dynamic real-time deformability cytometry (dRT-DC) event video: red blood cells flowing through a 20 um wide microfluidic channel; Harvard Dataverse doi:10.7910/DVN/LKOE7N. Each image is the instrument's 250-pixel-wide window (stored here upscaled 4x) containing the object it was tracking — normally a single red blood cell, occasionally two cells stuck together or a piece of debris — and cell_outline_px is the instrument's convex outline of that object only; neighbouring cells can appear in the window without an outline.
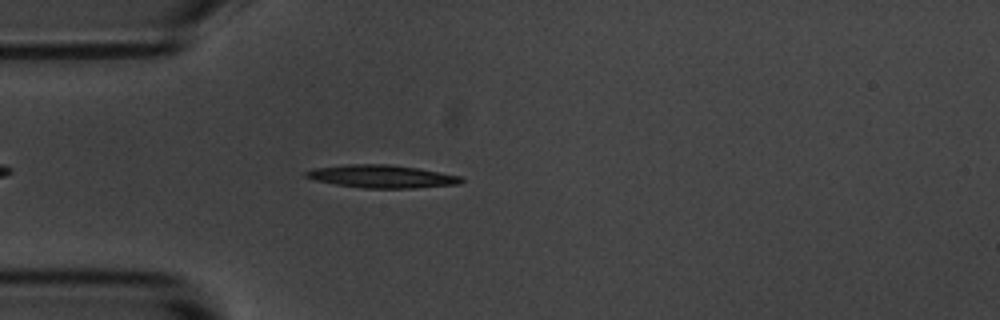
{"species": "common noctule bat (a hibernating species)", "species_latin": "Nyctalus noctula", "temperature_condition": "room temperature", "stored_images_in_passage": 4, "camera_frame_rate_fps": 3000, "um_per_image_px": 0.085, "animal": {"sex": "male", "body_mass_g": 20.1, "forearm_length_mm": 53.5}, "frame": {"image": 1, "passage_image": 4, "time_ms": 3.667, "image_size_px": [1000, 320], "cell_outline_px": [[464, 180], [460, 184], [412, 188], [364, 188], [336, 184], [316, 180], [304, 176], [304, 172], [312, 168], [344, 164], [388, 164], [416, 168], [460, 176]], "centroid_in_image_um": [32.41, 14.99], "position_along_channel_um": 52.6, "area_um2": 20.58}}